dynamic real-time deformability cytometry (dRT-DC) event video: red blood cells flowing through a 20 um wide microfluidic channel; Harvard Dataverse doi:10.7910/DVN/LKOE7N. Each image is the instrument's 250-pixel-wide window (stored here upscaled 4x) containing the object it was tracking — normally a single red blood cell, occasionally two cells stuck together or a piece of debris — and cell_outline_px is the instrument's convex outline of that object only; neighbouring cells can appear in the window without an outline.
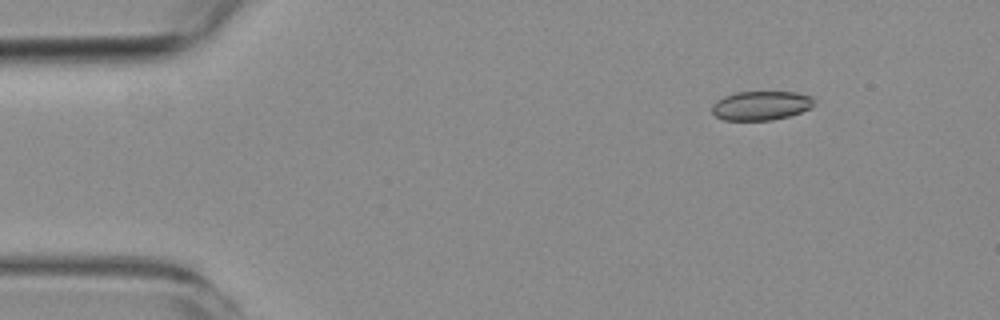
{"species": "common noctule bat (a hibernating species)", "species_latin": "Nyctalus noctula", "temperature_condition": "room temperature", "stored_images_in_passage": 6, "camera_frame_rate_fps": 3000, "um_per_image_px": 0.085, "animal": {"sex": "female", "body_mass_g": 19.3, "forearm_length_mm": 54.1}, "frame": {"image": 1, "passage_image": 1, "time_ms": 0.0, "image_size_px": [1000, 320], "cell_outline_px": [[816, 104], [812, 108], [788, 116], [772, 120], [724, 120], [716, 116], [712, 112], [712, 104], [716, 100], [724, 96], [736, 92], [796, 92], [812, 96], [816, 100]], "centroid_in_image_um": [64.72, 8.97], "position_along_channel_um": 20.3, "area_um2": 17.51}}
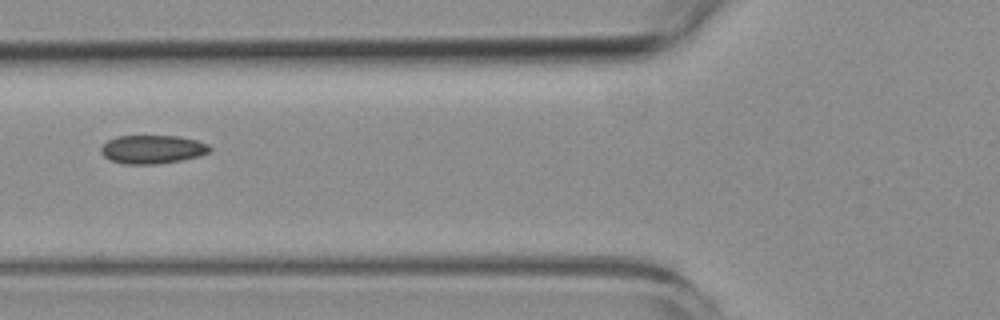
{"frame": {"image": 2, "passage_image": 5, "time_ms": 4.667, "image_size_px": [1000, 320], "cell_outline_px": [[212, 152], [200, 156], [180, 160], [156, 164], [124, 164], [112, 160], [104, 156], [100, 152], [100, 148], [108, 140], [116, 136], [180, 136], [196, 140], [208, 144], [212, 148]], "centroid_in_image_um": [12.99, 12.69], "position_along_channel_um": 112.8, "area_um2": 18.15}}
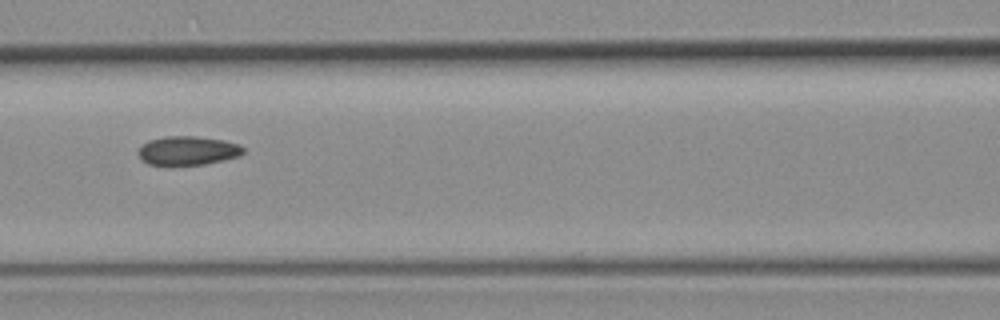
{"frame": {"image": 3, "passage_image": 6, "time_ms": 5.667, "image_size_px": [1000, 320], "cell_outline_px": [[244, 152], [240, 156], [204, 164], [168, 168], [148, 164], [136, 152], [148, 140], [164, 136], [196, 136], [224, 140], [240, 144], [244, 148]], "centroid_in_image_um": [15.94, 12.83], "position_along_channel_um": 150.7, "area_um2": 18.32}}